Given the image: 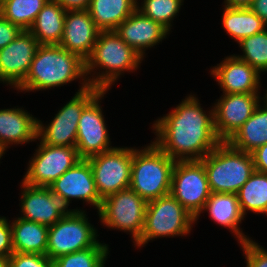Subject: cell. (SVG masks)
Instances as JSON below:
<instances>
[{"mask_svg":"<svg viewBox=\"0 0 267 267\" xmlns=\"http://www.w3.org/2000/svg\"><path fill=\"white\" fill-rule=\"evenodd\" d=\"M195 96H186L152 125L153 142L175 161L201 160L222 142L215 132L213 106L205 111Z\"/></svg>","mask_w":267,"mask_h":267,"instance_id":"6da1fadb","label":"cell"},{"mask_svg":"<svg viewBox=\"0 0 267 267\" xmlns=\"http://www.w3.org/2000/svg\"><path fill=\"white\" fill-rule=\"evenodd\" d=\"M78 79L81 86L77 92L90 87L85 71V60L60 45H40L26 78L15 90L25 93L46 91Z\"/></svg>","mask_w":267,"mask_h":267,"instance_id":"7a4b0ae2","label":"cell"},{"mask_svg":"<svg viewBox=\"0 0 267 267\" xmlns=\"http://www.w3.org/2000/svg\"><path fill=\"white\" fill-rule=\"evenodd\" d=\"M142 61L143 58L115 31H100L90 56L85 60L86 76L90 86L108 91L124 72L140 68Z\"/></svg>","mask_w":267,"mask_h":267,"instance_id":"3957f363","label":"cell"},{"mask_svg":"<svg viewBox=\"0 0 267 267\" xmlns=\"http://www.w3.org/2000/svg\"><path fill=\"white\" fill-rule=\"evenodd\" d=\"M175 163L153 141L132 147L130 188L147 202L170 194Z\"/></svg>","mask_w":267,"mask_h":267,"instance_id":"277c9868","label":"cell"},{"mask_svg":"<svg viewBox=\"0 0 267 267\" xmlns=\"http://www.w3.org/2000/svg\"><path fill=\"white\" fill-rule=\"evenodd\" d=\"M200 161L210 190L215 193L237 194L255 171L252 154L235 149L227 141H222Z\"/></svg>","mask_w":267,"mask_h":267,"instance_id":"5b68a950","label":"cell"},{"mask_svg":"<svg viewBox=\"0 0 267 267\" xmlns=\"http://www.w3.org/2000/svg\"><path fill=\"white\" fill-rule=\"evenodd\" d=\"M195 217L171 194L149 201L144 227L134 247H144L150 240L185 236L191 232Z\"/></svg>","mask_w":267,"mask_h":267,"instance_id":"8992f818","label":"cell"},{"mask_svg":"<svg viewBox=\"0 0 267 267\" xmlns=\"http://www.w3.org/2000/svg\"><path fill=\"white\" fill-rule=\"evenodd\" d=\"M148 202L130 187L102 199L98 216L102 225L132 234L135 244L142 234Z\"/></svg>","mask_w":267,"mask_h":267,"instance_id":"52a82bcc","label":"cell"},{"mask_svg":"<svg viewBox=\"0 0 267 267\" xmlns=\"http://www.w3.org/2000/svg\"><path fill=\"white\" fill-rule=\"evenodd\" d=\"M97 233L86 212L77 210L49 226L46 255L53 261L60 256L94 247L99 242Z\"/></svg>","mask_w":267,"mask_h":267,"instance_id":"ba28073f","label":"cell"},{"mask_svg":"<svg viewBox=\"0 0 267 267\" xmlns=\"http://www.w3.org/2000/svg\"><path fill=\"white\" fill-rule=\"evenodd\" d=\"M101 91L90 86L82 92H76L72 99L58 110L48 125L38 119L37 140L51 146L76 147L81 113Z\"/></svg>","mask_w":267,"mask_h":267,"instance_id":"9c48e42d","label":"cell"},{"mask_svg":"<svg viewBox=\"0 0 267 267\" xmlns=\"http://www.w3.org/2000/svg\"><path fill=\"white\" fill-rule=\"evenodd\" d=\"M170 194L195 217L197 222L211 194L207 173L200 160L176 161Z\"/></svg>","mask_w":267,"mask_h":267,"instance_id":"30bf717a","label":"cell"},{"mask_svg":"<svg viewBox=\"0 0 267 267\" xmlns=\"http://www.w3.org/2000/svg\"><path fill=\"white\" fill-rule=\"evenodd\" d=\"M87 160L102 199L130 187L132 147H114Z\"/></svg>","mask_w":267,"mask_h":267,"instance_id":"8fae6325","label":"cell"},{"mask_svg":"<svg viewBox=\"0 0 267 267\" xmlns=\"http://www.w3.org/2000/svg\"><path fill=\"white\" fill-rule=\"evenodd\" d=\"M21 182L49 187L81 160L76 147L51 146L39 142Z\"/></svg>","mask_w":267,"mask_h":267,"instance_id":"7c38bea8","label":"cell"},{"mask_svg":"<svg viewBox=\"0 0 267 267\" xmlns=\"http://www.w3.org/2000/svg\"><path fill=\"white\" fill-rule=\"evenodd\" d=\"M21 198L19 201L22 219L51 226L64 216L73 215L77 210L70 209L63 196L50 190L49 187L31 186L21 183ZM69 208V209H68ZM23 215V216H22Z\"/></svg>","mask_w":267,"mask_h":267,"instance_id":"4fadbf2b","label":"cell"},{"mask_svg":"<svg viewBox=\"0 0 267 267\" xmlns=\"http://www.w3.org/2000/svg\"><path fill=\"white\" fill-rule=\"evenodd\" d=\"M108 91H101L82 111L77 130L76 149L81 159H88L113 149L101 100Z\"/></svg>","mask_w":267,"mask_h":267,"instance_id":"5bb4252c","label":"cell"},{"mask_svg":"<svg viewBox=\"0 0 267 267\" xmlns=\"http://www.w3.org/2000/svg\"><path fill=\"white\" fill-rule=\"evenodd\" d=\"M260 93L223 94L214 103V128L221 141H228L261 103Z\"/></svg>","mask_w":267,"mask_h":267,"instance_id":"9a60e30c","label":"cell"},{"mask_svg":"<svg viewBox=\"0 0 267 267\" xmlns=\"http://www.w3.org/2000/svg\"><path fill=\"white\" fill-rule=\"evenodd\" d=\"M40 43L28 30L0 49V82L17 88L29 72Z\"/></svg>","mask_w":267,"mask_h":267,"instance_id":"2e32d148","label":"cell"},{"mask_svg":"<svg viewBox=\"0 0 267 267\" xmlns=\"http://www.w3.org/2000/svg\"><path fill=\"white\" fill-rule=\"evenodd\" d=\"M51 191L60 194L68 202L82 200L99 210L102 198L96 188L93 172L87 159H81L61 177L49 185Z\"/></svg>","mask_w":267,"mask_h":267,"instance_id":"e0dca14e","label":"cell"},{"mask_svg":"<svg viewBox=\"0 0 267 267\" xmlns=\"http://www.w3.org/2000/svg\"><path fill=\"white\" fill-rule=\"evenodd\" d=\"M210 72L221 87L222 94L260 93V73L235 55L225 57Z\"/></svg>","mask_w":267,"mask_h":267,"instance_id":"ac0fdd59","label":"cell"},{"mask_svg":"<svg viewBox=\"0 0 267 267\" xmlns=\"http://www.w3.org/2000/svg\"><path fill=\"white\" fill-rule=\"evenodd\" d=\"M99 33L100 30L87 10H69L65 14L64 30L59 45L86 60Z\"/></svg>","mask_w":267,"mask_h":267,"instance_id":"d6986e66","label":"cell"},{"mask_svg":"<svg viewBox=\"0 0 267 267\" xmlns=\"http://www.w3.org/2000/svg\"><path fill=\"white\" fill-rule=\"evenodd\" d=\"M115 32L143 59L146 49L158 45L170 33L159 22L144 16L137 9L115 29Z\"/></svg>","mask_w":267,"mask_h":267,"instance_id":"ffe728a7","label":"cell"},{"mask_svg":"<svg viewBox=\"0 0 267 267\" xmlns=\"http://www.w3.org/2000/svg\"><path fill=\"white\" fill-rule=\"evenodd\" d=\"M38 119L24 108L0 109V147L37 142ZM10 145V146H9Z\"/></svg>","mask_w":267,"mask_h":267,"instance_id":"44dd1931","label":"cell"},{"mask_svg":"<svg viewBox=\"0 0 267 267\" xmlns=\"http://www.w3.org/2000/svg\"><path fill=\"white\" fill-rule=\"evenodd\" d=\"M205 211L214 223L229 229L239 244L251 240L239 225L246 216L241 212L237 194L211 192L201 213Z\"/></svg>","mask_w":267,"mask_h":267,"instance_id":"7402d4cb","label":"cell"},{"mask_svg":"<svg viewBox=\"0 0 267 267\" xmlns=\"http://www.w3.org/2000/svg\"><path fill=\"white\" fill-rule=\"evenodd\" d=\"M66 10L55 0H49L29 28V32L40 45H59L65 21Z\"/></svg>","mask_w":267,"mask_h":267,"instance_id":"603a6c76","label":"cell"},{"mask_svg":"<svg viewBox=\"0 0 267 267\" xmlns=\"http://www.w3.org/2000/svg\"><path fill=\"white\" fill-rule=\"evenodd\" d=\"M14 252L46 255L49 226L17 217L12 220Z\"/></svg>","mask_w":267,"mask_h":267,"instance_id":"cb8c5ba5","label":"cell"},{"mask_svg":"<svg viewBox=\"0 0 267 267\" xmlns=\"http://www.w3.org/2000/svg\"><path fill=\"white\" fill-rule=\"evenodd\" d=\"M138 0H91L87 11L100 31H115L136 9Z\"/></svg>","mask_w":267,"mask_h":267,"instance_id":"d4e9b609","label":"cell"},{"mask_svg":"<svg viewBox=\"0 0 267 267\" xmlns=\"http://www.w3.org/2000/svg\"><path fill=\"white\" fill-rule=\"evenodd\" d=\"M263 105V106H262ZM237 150L251 153L267 143V106L259 104L251 117L227 141Z\"/></svg>","mask_w":267,"mask_h":267,"instance_id":"484cf974","label":"cell"},{"mask_svg":"<svg viewBox=\"0 0 267 267\" xmlns=\"http://www.w3.org/2000/svg\"><path fill=\"white\" fill-rule=\"evenodd\" d=\"M222 25L237 43L267 29V24L249 7H223Z\"/></svg>","mask_w":267,"mask_h":267,"instance_id":"4316f807","label":"cell"},{"mask_svg":"<svg viewBox=\"0 0 267 267\" xmlns=\"http://www.w3.org/2000/svg\"><path fill=\"white\" fill-rule=\"evenodd\" d=\"M237 196L244 216L248 211L267 215V174L254 171L239 189Z\"/></svg>","mask_w":267,"mask_h":267,"instance_id":"83f0119b","label":"cell"},{"mask_svg":"<svg viewBox=\"0 0 267 267\" xmlns=\"http://www.w3.org/2000/svg\"><path fill=\"white\" fill-rule=\"evenodd\" d=\"M47 2L49 0H2L0 14L22 30H29Z\"/></svg>","mask_w":267,"mask_h":267,"instance_id":"f1b7e54d","label":"cell"},{"mask_svg":"<svg viewBox=\"0 0 267 267\" xmlns=\"http://www.w3.org/2000/svg\"><path fill=\"white\" fill-rule=\"evenodd\" d=\"M109 245L98 242L94 247L73 252L53 260V267H105Z\"/></svg>","mask_w":267,"mask_h":267,"instance_id":"f546056e","label":"cell"},{"mask_svg":"<svg viewBox=\"0 0 267 267\" xmlns=\"http://www.w3.org/2000/svg\"><path fill=\"white\" fill-rule=\"evenodd\" d=\"M238 45L243 54H234L237 58L251 65L260 74L267 72V29L242 39Z\"/></svg>","mask_w":267,"mask_h":267,"instance_id":"4dcf8cb0","label":"cell"},{"mask_svg":"<svg viewBox=\"0 0 267 267\" xmlns=\"http://www.w3.org/2000/svg\"><path fill=\"white\" fill-rule=\"evenodd\" d=\"M137 1V10L144 16L159 22L169 32L173 20L179 13L184 0H142ZM175 17V18H174Z\"/></svg>","mask_w":267,"mask_h":267,"instance_id":"1f68e13d","label":"cell"},{"mask_svg":"<svg viewBox=\"0 0 267 267\" xmlns=\"http://www.w3.org/2000/svg\"><path fill=\"white\" fill-rule=\"evenodd\" d=\"M9 267H53L47 255L13 252L8 258Z\"/></svg>","mask_w":267,"mask_h":267,"instance_id":"d6a6232c","label":"cell"},{"mask_svg":"<svg viewBox=\"0 0 267 267\" xmlns=\"http://www.w3.org/2000/svg\"><path fill=\"white\" fill-rule=\"evenodd\" d=\"M239 245L243 249L246 267H267V250L259 243L251 239Z\"/></svg>","mask_w":267,"mask_h":267,"instance_id":"836d02e7","label":"cell"},{"mask_svg":"<svg viewBox=\"0 0 267 267\" xmlns=\"http://www.w3.org/2000/svg\"><path fill=\"white\" fill-rule=\"evenodd\" d=\"M10 220L0 216V258L7 259L14 251Z\"/></svg>","mask_w":267,"mask_h":267,"instance_id":"e575fe53","label":"cell"},{"mask_svg":"<svg viewBox=\"0 0 267 267\" xmlns=\"http://www.w3.org/2000/svg\"><path fill=\"white\" fill-rule=\"evenodd\" d=\"M21 31L19 26L12 24L0 14V49L14 41Z\"/></svg>","mask_w":267,"mask_h":267,"instance_id":"d590c367","label":"cell"},{"mask_svg":"<svg viewBox=\"0 0 267 267\" xmlns=\"http://www.w3.org/2000/svg\"><path fill=\"white\" fill-rule=\"evenodd\" d=\"M255 171L267 174V143L251 152Z\"/></svg>","mask_w":267,"mask_h":267,"instance_id":"8d00e7d4","label":"cell"},{"mask_svg":"<svg viewBox=\"0 0 267 267\" xmlns=\"http://www.w3.org/2000/svg\"><path fill=\"white\" fill-rule=\"evenodd\" d=\"M66 11L69 10H87L91 0H55Z\"/></svg>","mask_w":267,"mask_h":267,"instance_id":"74e56055","label":"cell"},{"mask_svg":"<svg viewBox=\"0 0 267 267\" xmlns=\"http://www.w3.org/2000/svg\"><path fill=\"white\" fill-rule=\"evenodd\" d=\"M249 8L267 24V0H253Z\"/></svg>","mask_w":267,"mask_h":267,"instance_id":"f35d334b","label":"cell"},{"mask_svg":"<svg viewBox=\"0 0 267 267\" xmlns=\"http://www.w3.org/2000/svg\"><path fill=\"white\" fill-rule=\"evenodd\" d=\"M253 0H224L226 7H249Z\"/></svg>","mask_w":267,"mask_h":267,"instance_id":"ab89813d","label":"cell"},{"mask_svg":"<svg viewBox=\"0 0 267 267\" xmlns=\"http://www.w3.org/2000/svg\"><path fill=\"white\" fill-rule=\"evenodd\" d=\"M0 267H9L7 259L0 258Z\"/></svg>","mask_w":267,"mask_h":267,"instance_id":"60d3db41","label":"cell"},{"mask_svg":"<svg viewBox=\"0 0 267 267\" xmlns=\"http://www.w3.org/2000/svg\"><path fill=\"white\" fill-rule=\"evenodd\" d=\"M265 92H266V94L264 95V97H261V100H263L261 102L267 106V90Z\"/></svg>","mask_w":267,"mask_h":267,"instance_id":"b9f144b4","label":"cell"},{"mask_svg":"<svg viewBox=\"0 0 267 267\" xmlns=\"http://www.w3.org/2000/svg\"><path fill=\"white\" fill-rule=\"evenodd\" d=\"M6 152L0 147V159Z\"/></svg>","mask_w":267,"mask_h":267,"instance_id":"7bdbcfd3","label":"cell"}]
</instances>
